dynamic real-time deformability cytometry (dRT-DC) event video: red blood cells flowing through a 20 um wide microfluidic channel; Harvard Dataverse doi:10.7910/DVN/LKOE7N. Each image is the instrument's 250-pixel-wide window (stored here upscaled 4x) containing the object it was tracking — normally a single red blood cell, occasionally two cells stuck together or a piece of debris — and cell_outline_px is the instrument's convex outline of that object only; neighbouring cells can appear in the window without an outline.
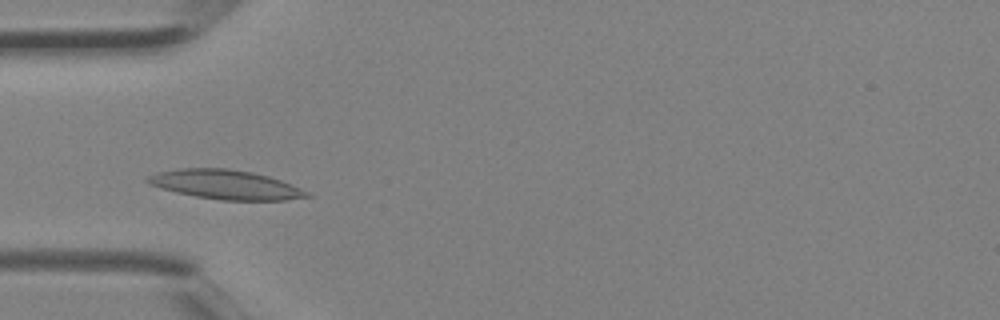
{"species": "Egyptian fruit bat (a non-hibernating species)", "species_latin": "Rousettus aegyptiacus", "temperature_condition": "room temperature", "stored_images_in_passage": 3, "camera_frame_rate_fps": 3000, "um_per_image_px": 0.085, "animal": {"sex": "female"}, "frame": {"image": 1, "passage_image": 2, "time_ms": 0.333, "image_size_px": [1000, 320], "cell_outline_px": [[312, 196], [284, 200], [220, 200], [196, 196], [176, 192], [160, 188], [148, 184], [144, 180], [144, 176], [156, 172], [176, 168], [228, 168], [252, 172], [268, 176], [292, 184], [308, 192]], "centroid_in_image_um": [19.1, 15.68], "position_along_channel_um": 65.9, "area_um2": 27.34}}
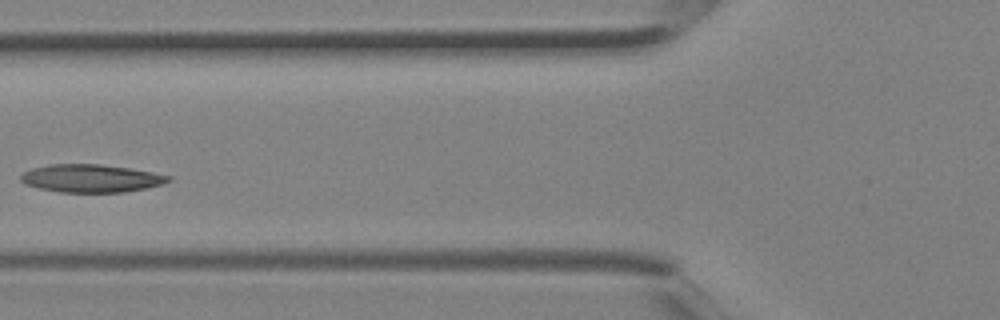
{"frame": {"image": 2, "passage_image": 3, "time_ms": 0.667, "image_size_px": [1000, 320], "cell_outline_px": [[172, 180], [164, 184], [124, 192], [60, 192], [40, 188], [24, 184], [20, 180], [20, 176], [24, 172], [32, 168], [48, 164], [100, 164], [128, 168], [152, 172], [172, 176]], "centroid_in_image_um": [7.74, 15.15], "position_along_channel_um": 118.1, "area_um2": 23.99}}